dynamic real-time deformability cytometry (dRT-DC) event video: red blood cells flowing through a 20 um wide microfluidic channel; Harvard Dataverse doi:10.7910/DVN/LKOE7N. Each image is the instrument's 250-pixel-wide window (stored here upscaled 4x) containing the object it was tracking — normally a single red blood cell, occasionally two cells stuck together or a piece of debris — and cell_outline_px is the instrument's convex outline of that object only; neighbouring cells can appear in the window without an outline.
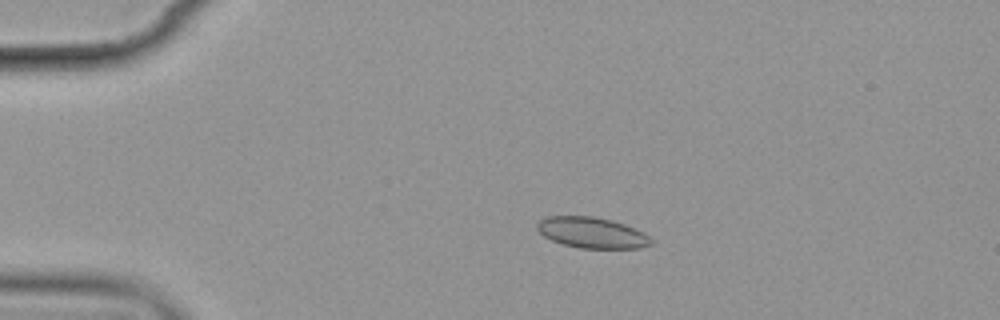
{"species": "common noctule bat (a hibernating species)", "species_latin": "Nyctalus noctula", "temperature_condition": "cold", "stored_images_in_passage": 11, "camera_frame_rate_fps": 3000, "um_per_image_px": 0.085, "animal": {"sex": "female", "body_mass_g": 19.9}, "frame": {"image": 1, "passage_image": 3, "time_ms": 3.333, "image_size_px": [1000, 320], "cell_outline_px": [[652, 244], [640, 248], [580, 248], [564, 244], [552, 240], [544, 236], [536, 228], [536, 224], [544, 216], [592, 216], [612, 220], [624, 224], [644, 232], [652, 240]], "centroid_in_image_um": [50.3, 19.77], "position_along_channel_um": 34.7, "area_um2": 20.46}}
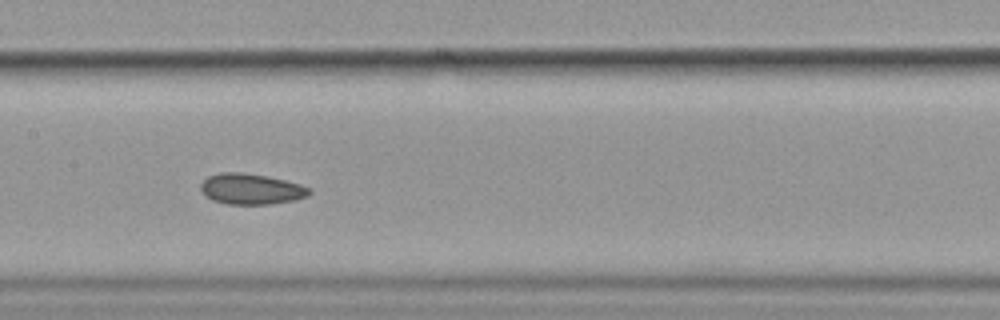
{"frame": {"image": 2, "passage_image": 8, "time_ms": 9.0, "image_size_px": [1000, 320], "cell_outline_px": [[312, 192], [308, 196], [292, 200], [268, 204], [228, 204], [212, 200], [200, 188], [200, 184], [208, 176], [220, 172], [244, 172], [268, 176], [300, 184], [312, 188]], "centroid_in_image_um": [21.36, 16.05], "position_along_channel_um": 186.0, "area_um2": 19.42}}
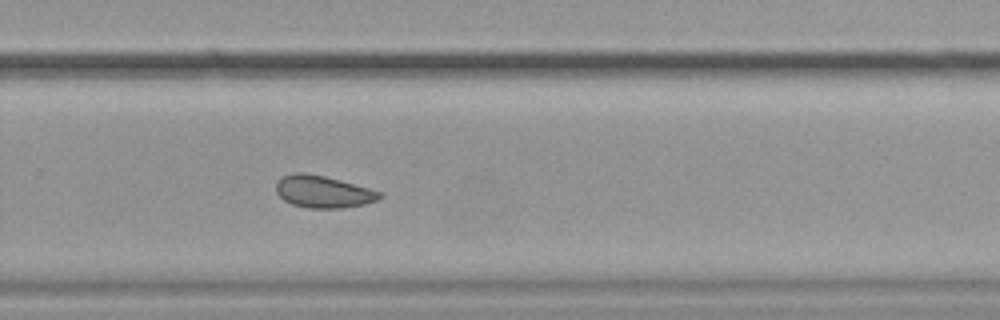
{"frame": {"image": 3, "passage_image": 11, "time_ms": 12.333, "image_size_px": [1000, 320], "cell_outline_px": [[380, 196], [376, 200], [364, 204], [340, 208], [308, 208], [292, 204], [284, 200], [276, 192], [276, 184], [284, 176], [292, 172], [304, 172], [324, 176], [340, 180], [368, 188], [380, 192]], "centroid_in_image_um": [27.42, 16.29], "position_along_channel_um": 302.4, "area_um2": 19.07}}